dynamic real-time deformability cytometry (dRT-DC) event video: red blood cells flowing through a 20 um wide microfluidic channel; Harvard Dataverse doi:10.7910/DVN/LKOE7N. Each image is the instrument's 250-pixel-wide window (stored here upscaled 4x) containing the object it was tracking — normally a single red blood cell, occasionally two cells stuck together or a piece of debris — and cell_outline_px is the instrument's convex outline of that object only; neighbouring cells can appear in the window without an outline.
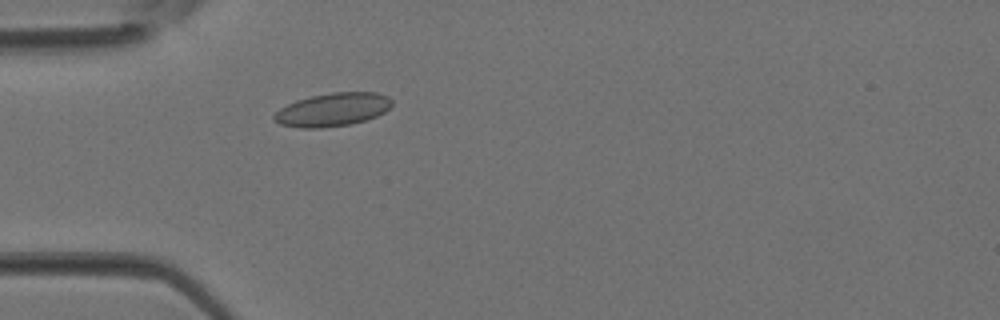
{"species": "Egyptian fruit bat (a non-hibernating species)", "species_latin": "Rousettus aegyptiacus", "temperature_condition": "room temperature", "stored_images_in_passage": 3, "camera_frame_rate_fps": 3000, "um_per_image_px": 0.085, "animal": {"sex": "female"}, "frame": {"image": 1, "passage_image": 3, "time_ms": 0.667, "image_size_px": [1000, 320], "cell_outline_px": [[392, 104], [384, 112], [376, 116], [352, 124], [320, 128], [300, 128], [280, 124], [272, 120], [272, 116], [280, 108], [296, 100], [312, 96], [332, 92], [376, 92], [388, 96], [392, 100]], "centroid_in_image_um": [28.25, 9.32], "position_along_channel_um": 56.7, "area_um2": 22.89}}